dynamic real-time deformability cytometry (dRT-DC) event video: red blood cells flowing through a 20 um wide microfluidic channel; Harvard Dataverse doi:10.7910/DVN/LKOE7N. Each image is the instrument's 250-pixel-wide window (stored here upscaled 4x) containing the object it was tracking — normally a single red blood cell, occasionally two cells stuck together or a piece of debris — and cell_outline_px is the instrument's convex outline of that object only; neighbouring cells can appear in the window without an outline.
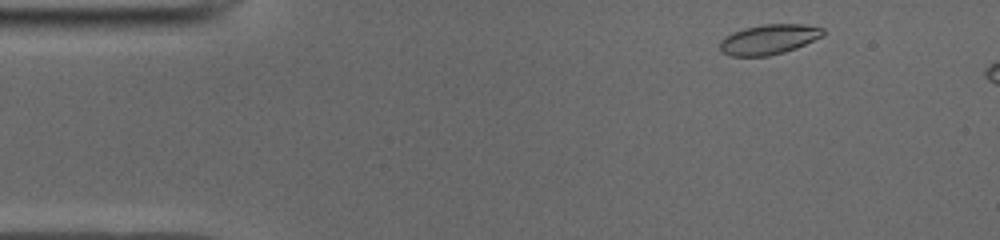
{"species": "common noctule bat (a hibernating species)", "species_latin": "Nyctalus noctula", "temperature_condition": "cold", "stored_images_in_passage": 6, "camera_frame_rate_fps": 3000, "um_per_image_px": 0.085, "animal": {"sex": "male", "body_mass_g": 19.0, "forearm_length_mm": 50.8}, "frame": {"image": 1, "passage_image": 2, "time_ms": 0.333, "image_size_px": [1000, 240], "cell_outline_px": [[824, 36], [796, 48], [784, 52], [768, 56], [728, 56], [720, 52], [720, 40], [732, 32], [744, 28], [764, 24], [804, 24], [824, 28]], "centroid_in_image_um": [65.34, 3.35], "position_along_channel_um": 19.7, "area_um2": 18.21}}